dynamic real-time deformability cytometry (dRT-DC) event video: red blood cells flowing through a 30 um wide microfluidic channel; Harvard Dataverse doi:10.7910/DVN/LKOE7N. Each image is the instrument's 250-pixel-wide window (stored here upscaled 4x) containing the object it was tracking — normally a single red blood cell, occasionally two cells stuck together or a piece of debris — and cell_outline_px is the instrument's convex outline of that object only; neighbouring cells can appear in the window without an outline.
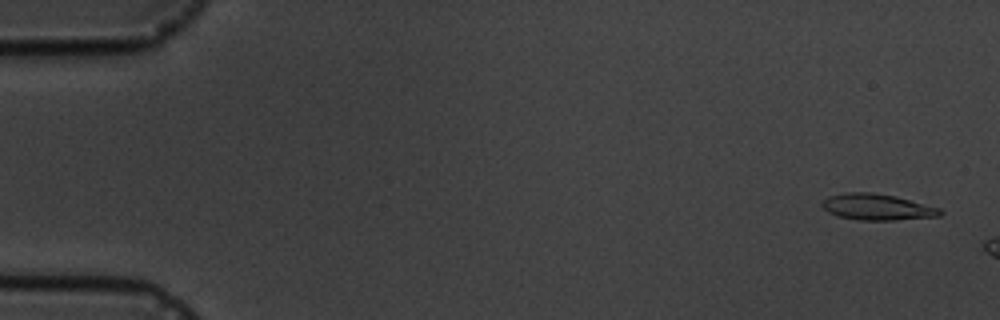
{"species": "common noctule bat (a hibernating species)", "species_latin": "Nyctalus noctula", "temperature_condition": "cold", "stored_images_in_passage": 4, "camera_frame_rate_fps": 3000, "um_per_image_px": 0.085, "animal": {"sex": "male", "body_mass_g": 19.5, "forearm_length_mm": 54.6}, "frame": {"image": 1, "passage_image": 1, "time_ms": 0.0, "image_size_px": [1000, 320], "cell_outline_px": [[944, 212], [940, 216], [896, 220], [856, 220], [836, 216], [828, 212], [820, 204], [828, 196], [844, 192], [872, 192], [896, 196], [940, 208]], "centroid_in_image_um": [74.54, 17.6], "position_along_channel_um": 10.5, "area_um2": 18.21}}